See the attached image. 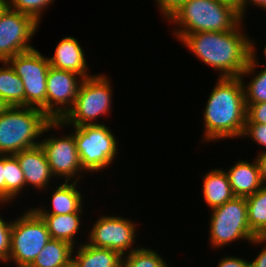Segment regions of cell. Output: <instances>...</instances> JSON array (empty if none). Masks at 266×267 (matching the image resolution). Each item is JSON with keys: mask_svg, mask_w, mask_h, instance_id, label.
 I'll return each mask as SVG.
<instances>
[{"mask_svg": "<svg viewBox=\"0 0 266 267\" xmlns=\"http://www.w3.org/2000/svg\"><path fill=\"white\" fill-rule=\"evenodd\" d=\"M83 243L77 246L76 255L73 250V267H122L123 256L119 252Z\"/></svg>", "mask_w": 266, "mask_h": 267, "instance_id": "ac0fdd59", "label": "cell"}, {"mask_svg": "<svg viewBox=\"0 0 266 267\" xmlns=\"http://www.w3.org/2000/svg\"><path fill=\"white\" fill-rule=\"evenodd\" d=\"M74 127V139L85 171L99 172L107 168L117 155L116 138L104 124Z\"/></svg>", "mask_w": 266, "mask_h": 267, "instance_id": "52a82bcc", "label": "cell"}, {"mask_svg": "<svg viewBox=\"0 0 266 267\" xmlns=\"http://www.w3.org/2000/svg\"><path fill=\"white\" fill-rule=\"evenodd\" d=\"M9 106L0 98V114H2Z\"/></svg>", "mask_w": 266, "mask_h": 267, "instance_id": "f35d334b", "label": "cell"}, {"mask_svg": "<svg viewBox=\"0 0 266 267\" xmlns=\"http://www.w3.org/2000/svg\"><path fill=\"white\" fill-rule=\"evenodd\" d=\"M250 137L257 145L266 148V124L245 123L242 138Z\"/></svg>", "mask_w": 266, "mask_h": 267, "instance_id": "f1b7e54d", "label": "cell"}, {"mask_svg": "<svg viewBox=\"0 0 266 267\" xmlns=\"http://www.w3.org/2000/svg\"><path fill=\"white\" fill-rule=\"evenodd\" d=\"M38 27L34 18L8 7L0 18V62L34 49L28 42Z\"/></svg>", "mask_w": 266, "mask_h": 267, "instance_id": "30bf717a", "label": "cell"}, {"mask_svg": "<svg viewBox=\"0 0 266 267\" xmlns=\"http://www.w3.org/2000/svg\"><path fill=\"white\" fill-rule=\"evenodd\" d=\"M12 221L5 222L0 216V261H8L10 254Z\"/></svg>", "mask_w": 266, "mask_h": 267, "instance_id": "83f0119b", "label": "cell"}, {"mask_svg": "<svg viewBox=\"0 0 266 267\" xmlns=\"http://www.w3.org/2000/svg\"><path fill=\"white\" fill-rule=\"evenodd\" d=\"M62 126L60 120H51L41 109L8 107L0 114V154L14 155L39 146L40 140L35 139L48 130Z\"/></svg>", "mask_w": 266, "mask_h": 267, "instance_id": "3957f363", "label": "cell"}, {"mask_svg": "<svg viewBox=\"0 0 266 267\" xmlns=\"http://www.w3.org/2000/svg\"><path fill=\"white\" fill-rule=\"evenodd\" d=\"M81 214L83 213L39 216L45 221L50 238L65 241L75 247V234L80 230Z\"/></svg>", "mask_w": 266, "mask_h": 267, "instance_id": "44dd1931", "label": "cell"}, {"mask_svg": "<svg viewBox=\"0 0 266 267\" xmlns=\"http://www.w3.org/2000/svg\"><path fill=\"white\" fill-rule=\"evenodd\" d=\"M7 62L24 84L25 106L41 109L46 114L48 57L34 48L11 57Z\"/></svg>", "mask_w": 266, "mask_h": 267, "instance_id": "9c48e42d", "label": "cell"}, {"mask_svg": "<svg viewBox=\"0 0 266 267\" xmlns=\"http://www.w3.org/2000/svg\"><path fill=\"white\" fill-rule=\"evenodd\" d=\"M51 67L59 70L75 72L84 78H89L87 62L81 45L76 38L65 37L59 41L53 57H48Z\"/></svg>", "mask_w": 266, "mask_h": 267, "instance_id": "9a60e30c", "label": "cell"}, {"mask_svg": "<svg viewBox=\"0 0 266 267\" xmlns=\"http://www.w3.org/2000/svg\"><path fill=\"white\" fill-rule=\"evenodd\" d=\"M50 239L45 221L30 208L12 221L8 262L29 267Z\"/></svg>", "mask_w": 266, "mask_h": 267, "instance_id": "8992f818", "label": "cell"}, {"mask_svg": "<svg viewBox=\"0 0 266 267\" xmlns=\"http://www.w3.org/2000/svg\"><path fill=\"white\" fill-rule=\"evenodd\" d=\"M226 174L234 195L238 197L253 195L264 185L256 160L253 163L239 160Z\"/></svg>", "mask_w": 266, "mask_h": 267, "instance_id": "2e32d148", "label": "cell"}, {"mask_svg": "<svg viewBox=\"0 0 266 267\" xmlns=\"http://www.w3.org/2000/svg\"><path fill=\"white\" fill-rule=\"evenodd\" d=\"M73 249L65 241L51 238L29 267H71Z\"/></svg>", "mask_w": 266, "mask_h": 267, "instance_id": "ffe728a7", "label": "cell"}, {"mask_svg": "<svg viewBox=\"0 0 266 267\" xmlns=\"http://www.w3.org/2000/svg\"><path fill=\"white\" fill-rule=\"evenodd\" d=\"M217 267H251V262L243 258L227 256L221 259Z\"/></svg>", "mask_w": 266, "mask_h": 267, "instance_id": "d6a6232c", "label": "cell"}, {"mask_svg": "<svg viewBox=\"0 0 266 267\" xmlns=\"http://www.w3.org/2000/svg\"><path fill=\"white\" fill-rule=\"evenodd\" d=\"M25 177V185H32L35 189L48 188L49 181H52L48 160L41 146H36L27 150H22L14 154Z\"/></svg>", "mask_w": 266, "mask_h": 267, "instance_id": "5bb4252c", "label": "cell"}, {"mask_svg": "<svg viewBox=\"0 0 266 267\" xmlns=\"http://www.w3.org/2000/svg\"><path fill=\"white\" fill-rule=\"evenodd\" d=\"M266 243V237H256L250 243L254 244H262ZM251 267H266V244L265 247L259 252L257 257L251 261Z\"/></svg>", "mask_w": 266, "mask_h": 267, "instance_id": "1f68e13d", "label": "cell"}, {"mask_svg": "<svg viewBox=\"0 0 266 267\" xmlns=\"http://www.w3.org/2000/svg\"><path fill=\"white\" fill-rule=\"evenodd\" d=\"M234 5L237 9L242 5V0H223Z\"/></svg>", "mask_w": 266, "mask_h": 267, "instance_id": "74e56055", "label": "cell"}, {"mask_svg": "<svg viewBox=\"0 0 266 267\" xmlns=\"http://www.w3.org/2000/svg\"><path fill=\"white\" fill-rule=\"evenodd\" d=\"M8 7V0H0V18Z\"/></svg>", "mask_w": 266, "mask_h": 267, "instance_id": "8d00e7d4", "label": "cell"}, {"mask_svg": "<svg viewBox=\"0 0 266 267\" xmlns=\"http://www.w3.org/2000/svg\"><path fill=\"white\" fill-rule=\"evenodd\" d=\"M78 181L71 184L64 182L59 185L51 199L52 211L43 208H32L38 215H65L70 213H83L82 194L77 189Z\"/></svg>", "mask_w": 266, "mask_h": 267, "instance_id": "e0dca14e", "label": "cell"}, {"mask_svg": "<svg viewBox=\"0 0 266 267\" xmlns=\"http://www.w3.org/2000/svg\"><path fill=\"white\" fill-rule=\"evenodd\" d=\"M168 21L179 26L174 35L181 41L187 34L230 31L244 20L234 5L223 0H186Z\"/></svg>", "mask_w": 266, "mask_h": 267, "instance_id": "277c9868", "label": "cell"}, {"mask_svg": "<svg viewBox=\"0 0 266 267\" xmlns=\"http://www.w3.org/2000/svg\"><path fill=\"white\" fill-rule=\"evenodd\" d=\"M255 160L259 168V174H260L262 183L266 185V151L262 150L261 153L259 152Z\"/></svg>", "mask_w": 266, "mask_h": 267, "instance_id": "e575fe53", "label": "cell"}, {"mask_svg": "<svg viewBox=\"0 0 266 267\" xmlns=\"http://www.w3.org/2000/svg\"><path fill=\"white\" fill-rule=\"evenodd\" d=\"M211 211L209 239L213 248L227 246L239 239L251 242L257 237L248 225L246 197L235 196Z\"/></svg>", "mask_w": 266, "mask_h": 267, "instance_id": "ba28073f", "label": "cell"}, {"mask_svg": "<svg viewBox=\"0 0 266 267\" xmlns=\"http://www.w3.org/2000/svg\"><path fill=\"white\" fill-rule=\"evenodd\" d=\"M264 55H265V58H266V45L264 47Z\"/></svg>", "mask_w": 266, "mask_h": 267, "instance_id": "ab89813d", "label": "cell"}, {"mask_svg": "<svg viewBox=\"0 0 266 267\" xmlns=\"http://www.w3.org/2000/svg\"><path fill=\"white\" fill-rule=\"evenodd\" d=\"M84 79L75 72L50 66L46 81V115L51 120H61L73 107Z\"/></svg>", "mask_w": 266, "mask_h": 267, "instance_id": "8fae6325", "label": "cell"}, {"mask_svg": "<svg viewBox=\"0 0 266 267\" xmlns=\"http://www.w3.org/2000/svg\"><path fill=\"white\" fill-rule=\"evenodd\" d=\"M243 77H219L204 112V141L241 138L246 123Z\"/></svg>", "mask_w": 266, "mask_h": 267, "instance_id": "7a4b0ae2", "label": "cell"}, {"mask_svg": "<svg viewBox=\"0 0 266 267\" xmlns=\"http://www.w3.org/2000/svg\"><path fill=\"white\" fill-rule=\"evenodd\" d=\"M246 123L266 124V102L247 106Z\"/></svg>", "mask_w": 266, "mask_h": 267, "instance_id": "f546056e", "label": "cell"}, {"mask_svg": "<svg viewBox=\"0 0 266 267\" xmlns=\"http://www.w3.org/2000/svg\"><path fill=\"white\" fill-rule=\"evenodd\" d=\"M5 155L0 154V204L6 203Z\"/></svg>", "mask_w": 266, "mask_h": 267, "instance_id": "836d02e7", "label": "cell"}, {"mask_svg": "<svg viewBox=\"0 0 266 267\" xmlns=\"http://www.w3.org/2000/svg\"><path fill=\"white\" fill-rule=\"evenodd\" d=\"M252 2V3H251ZM253 4L255 6L261 7L262 10L264 9L266 11V0H242V5L238 8L240 17L242 20L244 19L245 10L247 9V5Z\"/></svg>", "mask_w": 266, "mask_h": 267, "instance_id": "d590c367", "label": "cell"}, {"mask_svg": "<svg viewBox=\"0 0 266 267\" xmlns=\"http://www.w3.org/2000/svg\"><path fill=\"white\" fill-rule=\"evenodd\" d=\"M136 230V224L128 218L103 215L93 225L87 243L95 247L115 250L124 256L126 252L131 253L137 249L133 248L136 242Z\"/></svg>", "mask_w": 266, "mask_h": 267, "instance_id": "7c38bea8", "label": "cell"}, {"mask_svg": "<svg viewBox=\"0 0 266 267\" xmlns=\"http://www.w3.org/2000/svg\"><path fill=\"white\" fill-rule=\"evenodd\" d=\"M242 24L230 31L187 34L181 42L198 59L220 71L219 77H245L254 73L259 63L254 41L242 34Z\"/></svg>", "mask_w": 266, "mask_h": 267, "instance_id": "6da1fadb", "label": "cell"}, {"mask_svg": "<svg viewBox=\"0 0 266 267\" xmlns=\"http://www.w3.org/2000/svg\"><path fill=\"white\" fill-rule=\"evenodd\" d=\"M0 67V98L9 106H25L24 84L7 61Z\"/></svg>", "mask_w": 266, "mask_h": 267, "instance_id": "7402d4cb", "label": "cell"}, {"mask_svg": "<svg viewBox=\"0 0 266 267\" xmlns=\"http://www.w3.org/2000/svg\"><path fill=\"white\" fill-rule=\"evenodd\" d=\"M248 225L257 237H266V185L246 197Z\"/></svg>", "mask_w": 266, "mask_h": 267, "instance_id": "603a6c76", "label": "cell"}, {"mask_svg": "<svg viewBox=\"0 0 266 267\" xmlns=\"http://www.w3.org/2000/svg\"><path fill=\"white\" fill-rule=\"evenodd\" d=\"M4 179L6 183V203H10L11 199H14L26 187L23 171L14 155H5Z\"/></svg>", "mask_w": 266, "mask_h": 267, "instance_id": "cb8c5ba5", "label": "cell"}, {"mask_svg": "<svg viewBox=\"0 0 266 267\" xmlns=\"http://www.w3.org/2000/svg\"><path fill=\"white\" fill-rule=\"evenodd\" d=\"M112 93L111 82L107 76L98 74L85 78L73 107L60 120L63 126L102 124L94 123V120L109 113Z\"/></svg>", "mask_w": 266, "mask_h": 267, "instance_id": "5b68a950", "label": "cell"}, {"mask_svg": "<svg viewBox=\"0 0 266 267\" xmlns=\"http://www.w3.org/2000/svg\"><path fill=\"white\" fill-rule=\"evenodd\" d=\"M40 146L43 149L51 172L54 177H62L65 182L70 180L73 182L81 179L79 176L74 180V177L84 173L81 165L78 150L76 147L73 134L64 135V137H54L40 140ZM82 171V172H81Z\"/></svg>", "mask_w": 266, "mask_h": 267, "instance_id": "4fadbf2b", "label": "cell"}, {"mask_svg": "<svg viewBox=\"0 0 266 267\" xmlns=\"http://www.w3.org/2000/svg\"><path fill=\"white\" fill-rule=\"evenodd\" d=\"M253 77L247 86L243 85L246 107L250 104L266 102V67Z\"/></svg>", "mask_w": 266, "mask_h": 267, "instance_id": "484cf974", "label": "cell"}, {"mask_svg": "<svg viewBox=\"0 0 266 267\" xmlns=\"http://www.w3.org/2000/svg\"><path fill=\"white\" fill-rule=\"evenodd\" d=\"M127 256L122 257V267H168L166 261L160 255L144 247H137Z\"/></svg>", "mask_w": 266, "mask_h": 267, "instance_id": "d4e9b609", "label": "cell"}, {"mask_svg": "<svg viewBox=\"0 0 266 267\" xmlns=\"http://www.w3.org/2000/svg\"><path fill=\"white\" fill-rule=\"evenodd\" d=\"M54 0H8V5L22 14L34 18L38 23L42 18V11L52 4Z\"/></svg>", "mask_w": 266, "mask_h": 267, "instance_id": "4316f807", "label": "cell"}, {"mask_svg": "<svg viewBox=\"0 0 266 267\" xmlns=\"http://www.w3.org/2000/svg\"><path fill=\"white\" fill-rule=\"evenodd\" d=\"M203 177L202 194L204 201L211 209L221 206L235 197L226 171L223 169H212Z\"/></svg>", "mask_w": 266, "mask_h": 267, "instance_id": "d6986e66", "label": "cell"}, {"mask_svg": "<svg viewBox=\"0 0 266 267\" xmlns=\"http://www.w3.org/2000/svg\"><path fill=\"white\" fill-rule=\"evenodd\" d=\"M158 4L160 12L164 15L165 18H169L178 7L185 2L186 0H155Z\"/></svg>", "mask_w": 266, "mask_h": 267, "instance_id": "4dcf8cb0", "label": "cell"}]
</instances>
